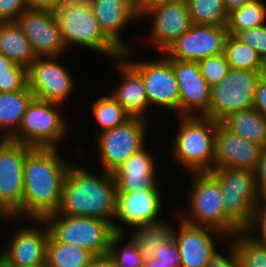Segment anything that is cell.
I'll list each match as a JSON object with an SVG mask.
<instances>
[{
  "label": "cell",
  "instance_id": "14",
  "mask_svg": "<svg viewBox=\"0 0 266 267\" xmlns=\"http://www.w3.org/2000/svg\"><path fill=\"white\" fill-rule=\"evenodd\" d=\"M33 221L37 224L19 227L10 237L8 247L0 251V257L12 267H34L46 263L49 227L44 219Z\"/></svg>",
  "mask_w": 266,
  "mask_h": 267
},
{
  "label": "cell",
  "instance_id": "16",
  "mask_svg": "<svg viewBox=\"0 0 266 267\" xmlns=\"http://www.w3.org/2000/svg\"><path fill=\"white\" fill-rule=\"evenodd\" d=\"M179 220L178 230L173 227V236L179 248L181 267H205L217 253L215 241H223V238L228 241L229 236L215 228Z\"/></svg>",
  "mask_w": 266,
  "mask_h": 267
},
{
  "label": "cell",
  "instance_id": "25",
  "mask_svg": "<svg viewBox=\"0 0 266 267\" xmlns=\"http://www.w3.org/2000/svg\"><path fill=\"white\" fill-rule=\"evenodd\" d=\"M33 98L28 85L20 91L0 93V139H11L16 134Z\"/></svg>",
  "mask_w": 266,
  "mask_h": 267
},
{
  "label": "cell",
  "instance_id": "50",
  "mask_svg": "<svg viewBox=\"0 0 266 267\" xmlns=\"http://www.w3.org/2000/svg\"><path fill=\"white\" fill-rule=\"evenodd\" d=\"M252 0H224V6L228 13L232 12L233 10H236L238 8H241L246 3L250 2Z\"/></svg>",
  "mask_w": 266,
  "mask_h": 267
},
{
  "label": "cell",
  "instance_id": "35",
  "mask_svg": "<svg viewBox=\"0 0 266 267\" xmlns=\"http://www.w3.org/2000/svg\"><path fill=\"white\" fill-rule=\"evenodd\" d=\"M125 236V233L116 232L112 235L108 256L112 259L115 267H143L144 259L131 239L123 248L119 247L126 238Z\"/></svg>",
  "mask_w": 266,
  "mask_h": 267
},
{
  "label": "cell",
  "instance_id": "33",
  "mask_svg": "<svg viewBox=\"0 0 266 267\" xmlns=\"http://www.w3.org/2000/svg\"><path fill=\"white\" fill-rule=\"evenodd\" d=\"M192 24L226 26L228 12L224 0H186Z\"/></svg>",
  "mask_w": 266,
  "mask_h": 267
},
{
  "label": "cell",
  "instance_id": "8",
  "mask_svg": "<svg viewBox=\"0 0 266 267\" xmlns=\"http://www.w3.org/2000/svg\"><path fill=\"white\" fill-rule=\"evenodd\" d=\"M263 73L230 68L220 83L211 86L208 118L220 123L231 113L254 108L256 85Z\"/></svg>",
  "mask_w": 266,
  "mask_h": 267
},
{
  "label": "cell",
  "instance_id": "18",
  "mask_svg": "<svg viewBox=\"0 0 266 267\" xmlns=\"http://www.w3.org/2000/svg\"><path fill=\"white\" fill-rule=\"evenodd\" d=\"M144 15L152 16L154 19L151 34L147 39L154 45L153 47L162 51L161 53H164L192 25L186 0L157 5L147 10Z\"/></svg>",
  "mask_w": 266,
  "mask_h": 267
},
{
  "label": "cell",
  "instance_id": "4",
  "mask_svg": "<svg viewBox=\"0 0 266 267\" xmlns=\"http://www.w3.org/2000/svg\"><path fill=\"white\" fill-rule=\"evenodd\" d=\"M191 174L194 181L188 214H180L179 218L191 225L215 228L229 237L241 231L224 212L219 181L210 172Z\"/></svg>",
  "mask_w": 266,
  "mask_h": 267
},
{
  "label": "cell",
  "instance_id": "41",
  "mask_svg": "<svg viewBox=\"0 0 266 267\" xmlns=\"http://www.w3.org/2000/svg\"><path fill=\"white\" fill-rule=\"evenodd\" d=\"M25 10L26 0H0V22H16Z\"/></svg>",
  "mask_w": 266,
  "mask_h": 267
},
{
  "label": "cell",
  "instance_id": "48",
  "mask_svg": "<svg viewBox=\"0 0 266 267\" xmlns=\"http://www.w3.org/2000/svg\"><path fill=\"white\" fill-rule=\"evenodd\" d=\"M56 0H26L27 10L48 11Z\"/></svg>",
  "mask_w": 266,
  "mask_h": 267
},
{
  "label": "cell",
  "instance_id": "20",
  "mask_svg": "<svg viewBox=\"0 0 266 267\" xmlns=\"http://www.w3.org/2000/svg\"><path fill=\"white\" fill-rule=\"evenodd\" d=\"M214 168H235L256 171L263 147L217 124Z\"/></svg>",
  "mask_w": 266,
  "mask_h": 267
},
{
  "label": "cell",
  "instance_id": "39",
  "mask_svg": "<svg viewBox=\"0 0 266 267\" xmlns=\"http://www.w3.org/2000/svg\"><path fill=\"white\" fill-rule=\"evenodd\" d=\"M153 259L161 263L181 266V256L174 236H172L164 246H158L154 249Z\"/></svg>",
  "mask_w": 266,
  "mask_h": 267
},
{
  "label": "cell",
  "instance_id": "6",
  "mask_svg": "<svg viewBox=\"0 0 266 267\" xmlns=\"http://www.w3.org/2000/svg\"><path fill=\"white\" fill-rule=\"evenodd\" d=\"M220 183L225 214L246 230L254 219L260 192L255 172L235 168H214L210 172Z\"/></svg>",
  "mask_w": 266,
  "mask_h": 267
},
{
  "label": "cell",
  "instance_id": "27",
  "mask_svg": "<svg viewBox=\"0 0 266 267\" xmlns=\"http://www.w3.org/2000/svg\"><path fill=\"white\" fill-rule=\"evenodd\" d=\"M220 123L245 140L263 148L266 146V118L255 108L231 113Z\"/></svg>",
  "mask_w": 266,
  "mask_h": 267
},
{
  "label": "cell",
  "instance_id": "5",
  "mask_svg": "<svg viewBox=\"0 0 266 267\" xmlns=\"http://www.w3.org/2000/svg\"><path fill=\"white\" fill-rule=\"evenodd\" d=\"M50 235L57 241L73 244L95 256L109 253L110 241L115 233L110 222L86 216L50 214L44 218Z\"/></svg>",
  "mask_w": 266,
  "mask_h": 267
},
{
  "label": "cell",
  "instance_id": "47",
  "mask_svg": "<svg viewBox=\"0 0 266 267\" xmlns=\"http://www.w3.org/2000/svg\"><path fill=\"white\" fill-rule=\"evenodd\" d=\"M1 72H27V69L22 65L13 63L7 57L0 54V73Z\"/></svg>",
  "mask_w": 266,
  "mask_h": 267
},
{
  "label": "cell",
  "instance_id": "53",
  "mask_svg": "<svg viewBox=\"0 0 266 267\" xmlns=\"http://www.w3.org/2000/svg\"><path fill=\"white\" fill-rule=\"evenodd\" d=\"M0 267H12L4 259L0 257Z\"/></svg>",
  "mask_w": 266,
  "mask_h": 267
},
{
  "label": "cell",
  "instance_id": "30",
  "mask_svg": "<svg viewBox=\"0 0 266 267\" xmlns=\"http://www.w3.org/2000/svg\"><path fill=\"white\" fill-rule=\"evenodd\" d=\"M224 54L232 69L266 72V63L259 54L239 41L236 36H227Z\"/></svg>",
  "mask_w": 266,
  "mask_h": 267
},
{
  "label": "cell",
  "instance_id": "52",
  "mask_svg": "<svg viewBox=\"0 0 266 267\" xmlns=\"http://www.w3.org/2000/svg\"><path fill=\"white\" fill-rule=\"evenodd\" d=\"M1 217H2V219H3V217H4V219H7V220L11 219V216L0 207V218Z\"/></svg>",
  "mask_w": 266,
  "mask_h": 267
},
{
  "label": "cell",
  "instance_id": "1",
  "mask_svg": "<svg viewBox=\"0 0 266 267\" xmlns=\"http://www.w3.org/2000/svg\"><path fill=\"white\" fill-rule=\"evenodd\" d=\"M58 150L32 147L27 152L23 204L11 218L44 219L58 210L66 174L72 165L63 160Z\"/></svg>",
  "mask_w": 266,
  "mask_h": 267
},
{
  "label": "cell",
  "instance_id": "9",
  "mask_svg": "<svg viewBox=\"0 0 266 267\" xmlns=\"http://www.w3.org/2000/svg\"><path fill=\"white\" fill-rule=\"evenodd\" d=\"M147 118L131 117L122 125L98 133L96 144L103 171L112 173L146 146Z\"/></svg>",
  "mask_w": 266,
  "mask_h": 267
},
{
  "label": "cell",
  "instance_id": "28",
  "mask_svg": "<svg viewBox=\"0 0 266 267\" xmlns=\"http://www.w3.org/2000/svg\"><path fill=\"white\" fill-rule=\"evenodd\" d=\"M96 256L73 244L57 242L51 235L46 246L47 267H87Z\"/></svg>",
  "mask_w": 266,
  "mask_h": 267
},
{
  "label": "cell",
  "instance_id": "36",
  "mask_svg": "<svg viewBox=\"0 0 266 267\" xmlns=\"http://www.w3.org/2000/svg\"><path fill=\"white\" fill-rule=\"evenodd\" d=\"M198 66L201 75L210 86L220 83L230 69L224 53L199 60Z\"/></svg>",
  "mask_w": 266,
  "mask_h": 267
},
{
  "label": "cell",
  "instance_id": "24",
  "mask_svg": "<svg viewBox=\"0 0 266 267\" xmlns=\"http://www.w3.org/2000/svg\"><path fill=\"white\" fill-rule=\"evenodd\" d=\"M93 13L105 35L122 51L130 50L120 38L121 31L137 14L133 0H95Z\"/></svg>",
  "mask_w": 266,
  "mask_h": 267
},
{
  "label": "cell",
  "instance_id": "42",
  "mask_svg": "<svg viewBox=\"0 0 266 267\" xmlns=\"http://www.w3.org/2000/svg\"><path fill=\"white\" fill-rule=\"evenodd\" d=\"M94 3L95 0H56L48 12L54 20L58 21L73 7L84 6L93 9Z\"/></svg>",
  "mask_w": 266,
  "mask_h": 267
},
{
  "label": "cell",
  "instance_id": "17",
  "mask_svg": "<svg viewBox=\"0 0 266 267\" xmlns=\"http://www.w3.org/2000/svg\"><path fill=\"white\" fill-rule=\"evenodd\" d=\"M179 85V115L208 117L211 86L197 61L171 60Z\"/></svg>",
  "mask_w": 266,
  "mask_h": 267
},
{
  "label": "cell",
  "instance_id": "23",
  "mask_svg": "<svg viewBox=\"0 0 266 267\" xmlns=\"http://www.w3.org/2000/svg\"><path fill=\"white\" fill-rule=\"evenodd\" d=\"M154 160L145 146L124 161L112 172L117 192L159 190Z\"/></svg>",
  "mask_w": 266,
  "mask_h": 267
},
{
  "label": "cell",
  "instance_id": "32",
  "mask_svg": "<svg viewBox=\"0 0 266 267\" xmlns=\"http://www.w3.org/2000/svg\"><path fill=\"white\" fill-rule=\"evenodd\" d=\"M266 4L262 0H252L228 14L226 29L229 35L237 34L266 24Z\"/></svg>",
  "mask_w": 266,
  "mask_h": 267
},
{
  "label": "cell",
  "instance_id": "49",
  "mask_svg": "<svg viewBox=\"0 0 266 267\" xmlns=\"http://www.w3.org/2000/svg\"><path fill=\"white\" fill-rule=\"evenodd\" d=\"M87 267H115L112 259L108 256H96Z\"/></svg>",
  "mask_w": 266,
  "mask_h": 267
},
{
  "label": "cell",
  "instance_id": "26",
  "mask_svg": "<svg viewBox=\"0 0 266 267\" xmlns=\"http://www.w3.org/2000/svg\"><path fill=\"white\" fill-rule=\"evenodd\" d=\"M0 54L26 69L37 59L17 22H0Z\"/></svg>",
  "mask_w": 266,
  "mask_h": 267
},
{
  "label": "cell",
  "instance_id": "10",
  "mask_svg": "<svg viewBox=\"0 0 266 267\" xmlns=\"http://www.w3.org/2000/svg\"><path fill=\"white\" fill-rule=\"evenodd\" d=\"M58 24L66 48L70 45L85 46L114 59L123 55L100 28L93 9L84 6L73 7L58 20Z\"/></svg>",
  "mask_w": 266,
  "mask_h": 267
},
{
  "label": "cell",
  "instance_id": "21",
  "mask_svg": "<svg viewBox=\"0 0 266 267\" xmlns=\"http://www.w3.org/2000/svg\"><path fill=\"white\" fill-rule=\"evenodd\" d=\"M162 208L159 190L117 192L115 219L135 229L162 222L158 215Z\"/></svg>",
  "mask_w": 266,
  "mask_h": 267
},
{
  "label": "cell",
  "instance_id": "34",
  "mask_svg": "<svg viewBox=\"0 0 266 267\" xmlns=\"http://www.w3.org/2000/svg\"><path fill=\"white\" fill-rule=\"evenodd\" d=\"M92 110L101 126L99 133L122 125L132 117L110 94L97 99L92 105Z\"/></svg>",
  "mask_w": 266,
  "mask_h": 267
},
{
  "label": "cell",
  "instance_id": "31",
  "mask_svg": "<svg viewBox=\"0 0 266 267\" xmlns=\"http://www.w3.org/2000/svg\"><path fill=\"white\" fill-rule=\"evenodd\" d=\"M227 242L233 246L241 267H266V244L258 241L248 231L235 233Z\"/></svg>",
  "mask_w": 266,
  "mask_h": 267
},
{
  "label": "cell",
  "instance_id": "38",
  "mask_svg": "<svg viewBox=\"0 0 266 267\" xmlns=\"http://www.w3.org/2000/svg\"><path fill=\"white\" fill-rule=\"evenodd\" d=\"M246 231L258 241L266 244V194L260 195L255 209L254 219Z\"/></svg>",
  "mask_w": 266,
  "mask_h": 267
},
{
  "label": "cell",
  "instance_id": "13",
  "mask_svg": "<svg viewBox=\"0 0 266 267\" xmlns=\"http://www.w3.org/2000/svg\"><path fill=\"white\" fill-rule=\"evenodd\" d=\"M228 35L226 26L192 24L163 54L171 60L198 62L224 53Z\"/></svg>",
  "mask_w": 266,
  "mask_h": 267
},
{
  "label": "cell",
  "instance_id": "29",
  "mask_svg": "<svg viewBox=\"0 0 266 267\" xmlns=\"http://www.w3.org/2000/svg\"><path fill=\"white\" fill-rule=\"evenodd\" d=\"M135 228L136 231L131 235V240L144 260L153 259L154 249L164 246L173 236V227L163 220L156 224Z\"/></svg>",
  "mask_w": 266,
  "mask_h": 267
},
{
  "label": "cell",
  "instance_id": "12",
  "mask_svg": "<svg viewBox=\"0 0 266 267\" xmlns=\"http://www.w3.org/2000/svg\"><path fill=\"white\" fill-rule=\"evenodd\" d=\"M56 59L59 58H37L27 68V85L35 98L62 105L74 91L75 82Z\"/></svg>",
  "mask_w": 266,
  "mask_h": 267
},
{
  "label": "cell",
  "instance_id": "54",
  "mask_svg": "<svg viewBox=\"0 0 266 267\" xmlns=\"http://www.w3.org/2000/svg\"><path fill=\"white\" fill-rule=\"evenodd\" d=\"M34 267H47L46 264L40 265V266H34Z\"/></svg>",
  "mask_w": 266,
  "mask_h": 267
},
{
  "label": "cell",
  "instance_id": "37",
  "mask_svg": "<svg viewBox=\"0 0 266 267\" xmlns=\"http://www.w3.org/2000/svg\"><path fill=\"white\" fill-rule=\"evenodd\" d=\"M242 43L255 50L266 63V25L245 30L236 35Z\"/></svg>",
  "mask_w": 266,
  "mask_h": 267
},
{
  "label": "cell",
  "instance_id": "22",
  "mask_svg": "<svg viewBox=\"0 0 266 267\" xmlns=\"http://www.w3.org/2000/svg\"><path fill=\"white\" fill-rule=\"evenodd\" d=\"M131 49L116 58V67L122 75L119 86L113 89L111 96L132 116L145 118L150 106L144 80L141 74L127 61ZM127 59V60H126Z\"/></svg>",
  "mask_w": 266,
  "mask_h": 267
},
{
  "label": "cell",
  "instance_id": "2",
  "mask_svg": "<svg viewBox=\"0 0 266 267\" xmlns=\"http://www.w3.org/2000/svg\"><path fill=\"white\" fill-rule=\"evenodd\" d=\"M117 190L113 174L103 171L99 176L72 164L66 174L58 210L52 214L86 216L110 222L116 233H125L114 223Z\"/></svg>",
  "mask_w": 266,
  "mask_h": 267
},
{
  "label": "cell",
  "instance_id": "15",
  "mask_svg": "<svg viewBox=\"0 0 266 267\" xmlns=\"http://www.w3.org/2000/svg\"><path fill=\"white\" fill-rule=\"evenodd\" d=\"M128 62L141 74L150 106L176 110L179 114V85L171 59L164 54L153 61Z\"/></svg>",
  "mask_w": 266,
  "mask_h": 267
},
{
  "label": "cell",
  "instance_id": "51",
  "mask_svg": "<svg viewBox=\"0 0 266 267\" xmlns=\"http://www.w3.org/2000/svg\"><path fill=\"white\" fill-rule=\"evenodd\" d=\"M143 267H181L180 265L165 264L155 259L144 260Z\"/></svg>",
  "mask_w": 266,
  "mask_h": 267
},
{
  "label": "cell",
  "instance_id": "7",
  "mask_svg": "<svg viewBox=\"0 0 266 267\" xmlns=\"http://www.w3.org/2000/svg\"><path fill=\"white\" fill-rule=\"evenodd\" d=\"M58 105L61 106L34 97L19 130L11 139L30 147L57 148L68 129L66 119L58 112Z\"/></svg>",
  "mask_w": 266,
  "mask_h": 267
},
{
  "label": "cell",
  "instance_id": "19",
  "mask_svg": "<svg viewBox=\"0 0 266 267\" xmlns=\"http://www.w3.org/2000/svg\"><path fill=\"white\" fill-rule=\"evenodd\" d=\"M37 58L59 57L66 47L58 21L48 11L25 10L16 21Z\"/></svg>",
  "mask_w": 266,
  "mask_h": 267
},
{
  "label": "cell",
  "instance_id": "3",
  "mask_svg": "<svg viewBox=\"0 0 266 267\" xmlns=\"http://www.w3.org/2000/svg\"><path fill=\"white\" fill-rule=\"evenodd\" d=\"M218 123L205 116H179L172 150L175 161L191 173L211 172Z\"/></svg>",
  "mask_w": 266,
  "mask_h": 267
},
{
  "label": "cell",
  "instance_id": "43",
  "mask_svg": "<svg viewBox=\"0 0 266 267\" xmlns=\"http://www.w3.org/2000/svg\"><path fill=\"white\" fill-rule=\"evenodd\" d=\"M229 254L225 257L218 252L205 267H241V263L233 246L229 243Z\"/></svg>",
  "mask_w": 266,
  "mask_h": 267
},
{
  "label": "cell",
  "instance_id": "11",
  "mask_svg": "<svg viewBox=\"0 0 266 267\" xmlns=\"http://www.w3.org/2000/svg\"><path fill=\"white\" fill-rule=\"evenodd\" d=\"M32 147L0 139V207L12 216L23 204L24 162Z\"/></svg>",
  "mask_w": 266,
  "mask_h": 267
},
{
  "label": "cell",
  "instance_id": "45",
  "mask_svg": "<svg viewBox=\"0 0 266 267\" xmlns=\"http://www.w3.org/2000/svg\"><path fill=\"white\" fill-rule=\"evenodd\" d=\"M255 176L260 195L266 194V146L262 150L259 165L255 171Z\"/></svg>",
  "mask_w": 266,
  "mask_h": 267
},
{
  "label": "cell",
  "instance_id": "40",
  "mask_svg": "<svg viewBox=\"0 0 266 267\" xmlns=\"http://www.w3.org/2000/svg\"><path fill=\"white\" fill-rule=\"evenodd\" d=\"M27 85V72H1L0 93L22 90Z\"/></svg>",
  "mask_w": 266,
  "mask_h": 267
},
{
  "label": "cell",
  "instance_id": "46",
  "mask_svg": "<svg viewBox=\"0 0 266 267\" xmlns=\"http://www.w3.org/2000/svg\"><path fill=\"white\" fill-rule=\"evenodd\" d=\"M135 4V8L137 11V14L141 17H143V14L151 9L152 7H155L157 5L166 4L170 2H175L179 0H133Z\"/></svg>",
  "mask_w": 266,
  "mask_h": 267
},
{
  "label": "cell",
  "instance_id": "44",
  "mask_svg": "<svg viewBox=\"0 0 266 267\" xmlns=\"http://www.w3.org/2000/svg\"><path fill=\"white\" fill-rule=\"evenodd\" d=\"M254 108L266 118V73L257 82Z\"/></svg>",
  "mask_w": 266,
  "mask_h": 267
}]
</instances>
